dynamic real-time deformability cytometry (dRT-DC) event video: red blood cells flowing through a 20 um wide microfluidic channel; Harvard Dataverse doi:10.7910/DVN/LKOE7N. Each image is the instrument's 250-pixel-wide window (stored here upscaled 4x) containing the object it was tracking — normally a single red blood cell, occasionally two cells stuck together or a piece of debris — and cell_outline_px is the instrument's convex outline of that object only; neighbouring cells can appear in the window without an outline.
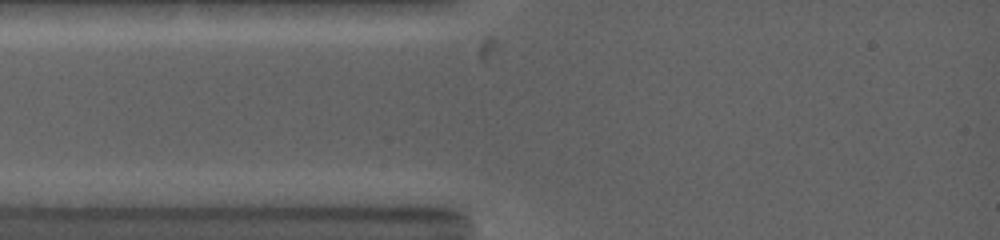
{"species": "common noctule bat (a hibernating species)", "species_latin": "Nyctalus noctula", "temperature_condition": "warm", "stored_images_in_passage": 3, "camera_frame_rate_fps": 5000, "um_per_image_px": 0.085, "animal": {"sex": "female", "body_mass_g": 19.0, "forearm_length_mm": 53.3}, "frame": {"image": 1, "passage_image": 1, "time_ms": 0.0, "image_size_px": [1000, 240], "cell_outline_px": [[444, 164], [432, 168], [332, 168], [296, 164], [296, 160], [368, 156], [412, 156], [432, 160]], "centroid_in_image_um": [31.62, 13.81], "position_along_channel_um": 53.4, "area_um2": 10.29}}